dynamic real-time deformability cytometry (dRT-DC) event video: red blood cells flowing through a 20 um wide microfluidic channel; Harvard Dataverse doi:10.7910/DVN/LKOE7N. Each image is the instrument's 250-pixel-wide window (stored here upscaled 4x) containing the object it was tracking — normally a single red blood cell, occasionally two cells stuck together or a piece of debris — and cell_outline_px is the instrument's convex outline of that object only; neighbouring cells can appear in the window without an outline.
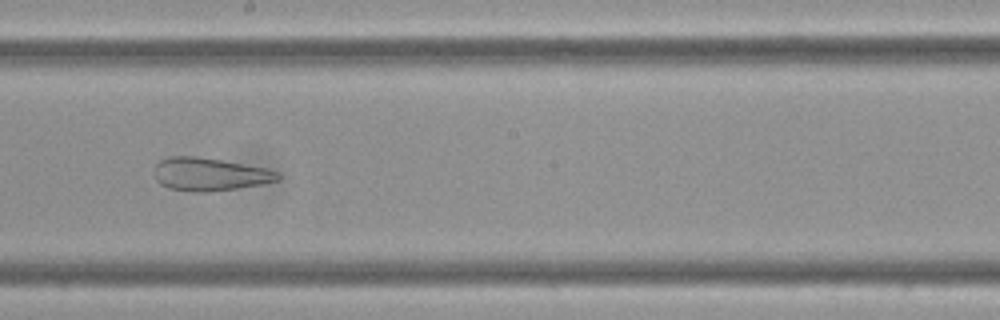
{"species": "Egyptian fruit bat (a non-hibernating species)", "species_latin": "Rousettus aegyptiacus", "temperature_condition": "cold", "stored_images_in_passage": 55, "camera_frame_rate_fps": 3000, "um_per_image_px": 0.085, "frame": {"image": 1, "passage_image": 29, "time_ms": 9.333, "image_size_px": [1000, 320], "cell_outline_px": [[280, 180], [260, 184], [236, 188], [208, 192], [192, 192], [168, 188], [160, 184], [156, 180], [156, 164], [160, 160], [168, 156], [196, 156], [268, 168], [280, 172]], "centroid_in_image_um": [17.84, 14.81], "position_along_channel_um": 230.4, "area_um2": 23.76}}
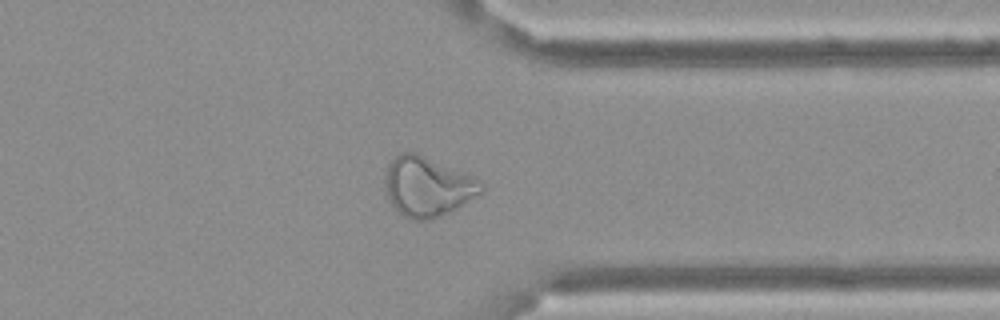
{"frame": {"image": 2, "passage_image": 42, "time_ms": 13.667, "image_size_px": [1000, 320], "cell_outline_px": [[484, 192], [456, 208], [432, 220], [412, 220], [404, 216], [392, 204], [388, 196], [384, 184], [384, 176], [388, 164], [400, 152], [416, 152], [464, 172], [480, 180], [484, 184]], "centroid_in_image_um": [36.34, 15.85], "position_along_channel_um": 375.1, "area_um2": 33.47}}
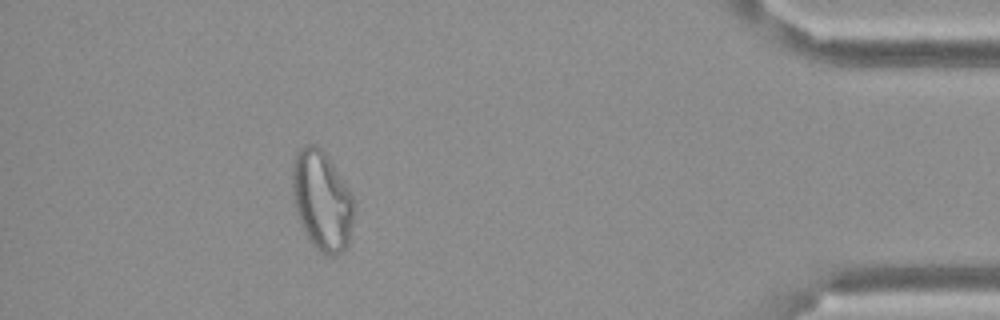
{"frame": {"image": 3, "passage_image": 49, "time_ms": 16.0, "image_size_px": [1000, 320], "cell_outline_px": [[352, 220], [348, 244], [336, 256], [328, 256], [316, 248], [312, 244], [300, 220], [296, 208], [292, 192], [292, 164], [296, 152], [304, 144], [316, 144], [324, 152], [348, 188], [352, 196]], "centroid_in_image_um": [27.33, 17.02], "position_along_channel_um": 407.9, "area_um2": 35.03}}